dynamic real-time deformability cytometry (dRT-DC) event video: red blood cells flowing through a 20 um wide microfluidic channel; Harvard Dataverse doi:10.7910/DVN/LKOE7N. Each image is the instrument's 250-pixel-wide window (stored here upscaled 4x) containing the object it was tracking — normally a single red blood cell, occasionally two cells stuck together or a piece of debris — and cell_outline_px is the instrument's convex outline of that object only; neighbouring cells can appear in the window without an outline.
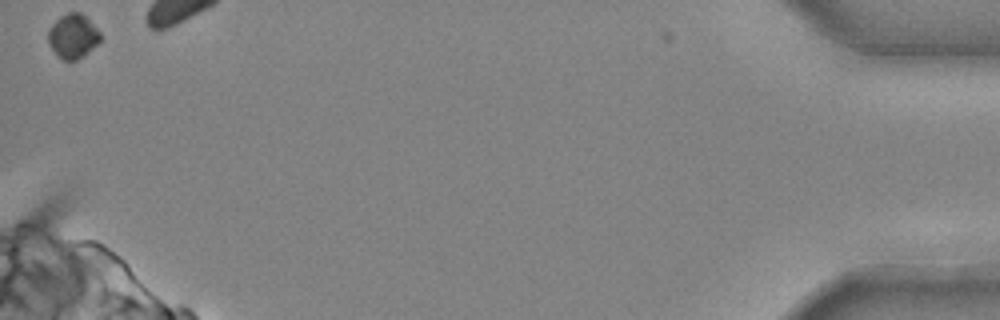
{"species": "common noctule bat (a hibernating species)", "species_latin": "Nyctalus noctula", "temperature_condition": "cold", "stored_images_in_passage": 26, "camera_frame_rate_fps": 3000, "um_per_image_px": 0.085, "animal": {"sex": "male", "body_mass_g": 20.4}, "frame": {"image": 1, "passage_image": 26, "time_ms": 8.333, "image_size_px": [1000, 320], "cell_outline_px": [[100, 40], [96, 44], [76, 60], [64, 60], [56, 56], [48, 44], [48, 28], [60, 16], [68, 12], [80, 12], [100, 32]], "centroid_in_image_um": [6.14, 3.07], "position_along_channel_um": 429.1, "area_um2": 13.24}}